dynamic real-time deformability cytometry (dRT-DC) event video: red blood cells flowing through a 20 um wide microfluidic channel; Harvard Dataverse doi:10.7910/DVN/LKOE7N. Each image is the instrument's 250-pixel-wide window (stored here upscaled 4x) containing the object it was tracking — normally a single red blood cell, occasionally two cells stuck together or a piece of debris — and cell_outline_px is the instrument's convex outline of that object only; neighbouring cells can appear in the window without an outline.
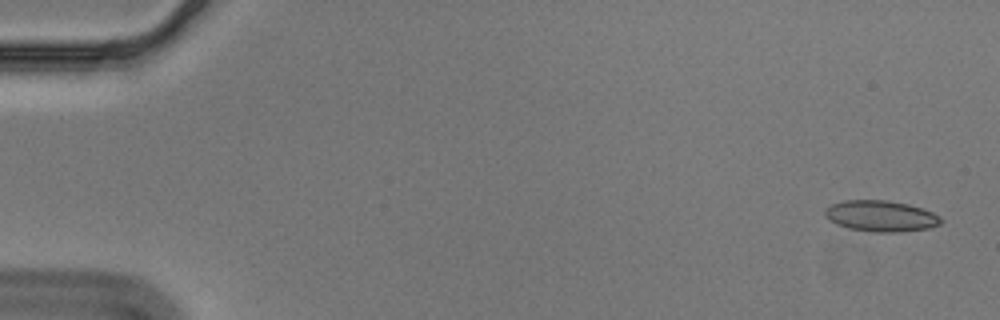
{"species": "Egyptian fruit bat (a non-hibernating species)", "species_latin": "Rousettus aegyptiacus", "temperature_condition": "cold", "stored_images_in_passage": 56, "camera_frame_rate_fps": 3000, "um_per_image_px": 0.085, "animal": {"sex": "male"}, "frame": {"image": 1, "passage_image": 2, "time_ms": 0.333, "image_size_px": [1000, 320], "cell_outline_px": [[944, 220], [940, 224], [928, 228], [900, 232], [872, 232], [848, 228], [836, 224], [828, 220], [824, 216], [824, 212], [832, 204], [844, 200], [888, 200], [908, 204], [932, 212], [940, 216]], "centroid_in_image_um": [74.87, 18.37], "position_along_channel_um": 10.1, "area_um2": 21.04}}
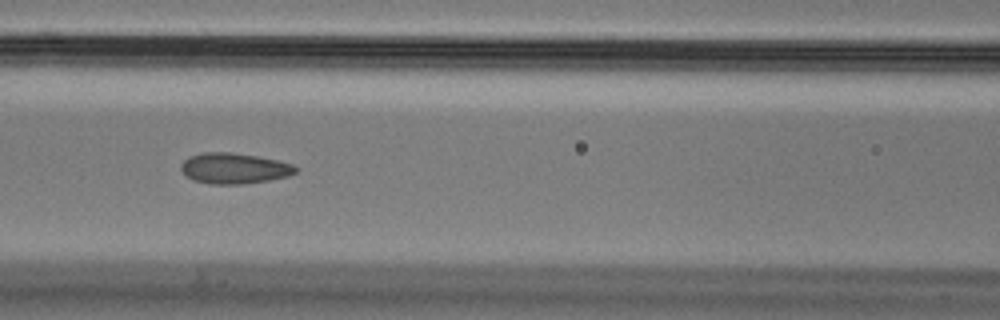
{"frame": {"image": 2, "passage_image": 25, "time_ms": 8.0, "image_size_px": [1000, 320], "cell_outline_px": [[300, 168], [296, 172], [288, 176], [268, 180], [244, 184], [208, 184], [192, 180], [184, 176], [180, 168], [180, 164], [188, 156], [204, 152], [232, 152], [256, 156], [276, 160], [292, 164]], "centroid_in_image_um": [19.86, 14.31], "position_along_channel_um": 146.7, "area_um2": 20.75}}
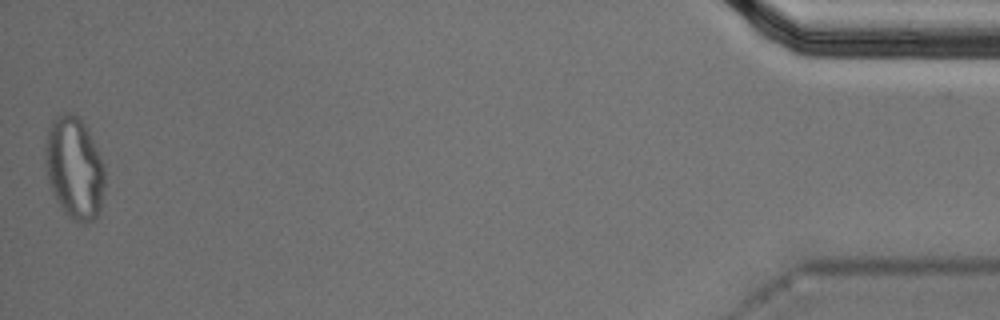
{"frame": {"image": 3, "passage_image": 56, "time_ms": 18.333, "image_size_px": [1000, 320], "cell_outline_px": [[104, 188], [100, 208], [96, 216], [92, 220], [72, 220], [64, 212], [52, 192], [48, 180], [44, 164], [44, 144], [48, 128], [52, 120], [56, 116], [64, 112], [68, 112], [76, 116], [84, 124], [96, 148], [104, 168]], "centroid_in_image_um": [6.27, 14.25], "position_along_channel_um": 428.9, "area_um2": 35.08}, "authors_computed_cell_mechanics": {"area_um2": 20.808, "velocity_mm_per_s": 3.5692, "shape_relaxation_time_tau1_ms": null, "shape_relaxation_time_tau2_ms": 1.5463, "deformation_change_tau1": null, "deformation_change_tau2": 0.0673}}